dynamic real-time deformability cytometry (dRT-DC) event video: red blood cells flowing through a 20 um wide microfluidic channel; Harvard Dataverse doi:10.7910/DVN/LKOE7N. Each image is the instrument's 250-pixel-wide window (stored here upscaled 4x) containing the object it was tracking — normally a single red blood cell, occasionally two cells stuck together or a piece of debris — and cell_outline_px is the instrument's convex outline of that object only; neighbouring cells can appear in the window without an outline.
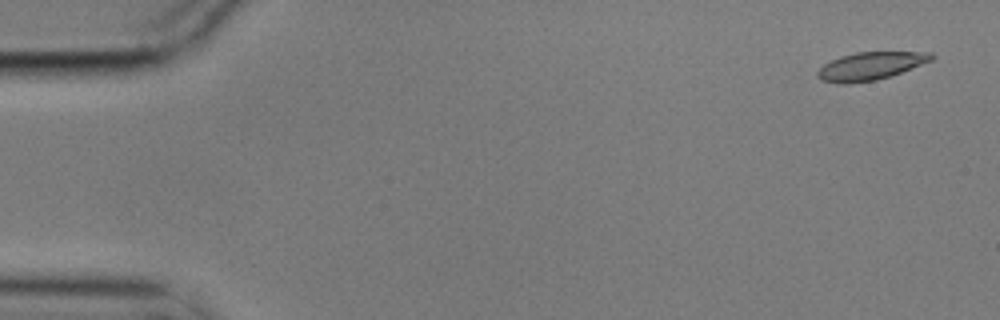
{"species": "common noctule bat (a hibernating species)", "species_latin": "Nyctalus noctula", "temperature_condition": "cold", "stored_images_in_passage": 5, "camera_frame_rate_fps": 3000, "um_per_image_px": 0.085, "animal": {"sex": "male", "body_mass_g": 17.9}, "frame": {"image": 1, "passage_image": 1, "time_ms": 0.0, "image_size_px": [1000, 320], "cell_outline_px": [[936, 56], [932, 60], [900, 72], [876, 80], [848, 84], [840, 84], [820, 80], [816, 76], [816, 72], [824, 64], [840, 56], [856, 52], [932, 52]], "centroid_in_image_um": [73.95, 5.61], "position_along_channel_um": 11.1, "area_um2": 18.44}}
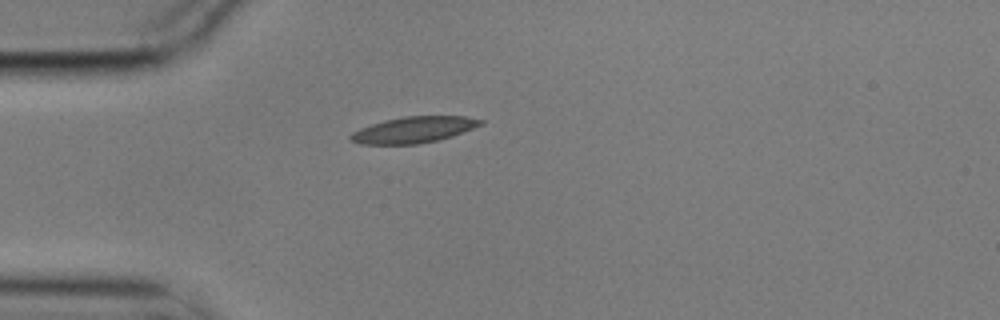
{"frame": {"image": 2, "passage_image": 4, "time_ms": 1.0, "image_size_px": [1000, 320], "cell_outline_px": [[484, 124], [452, 136], [436, 140], [416, 144], [360, 144], [348, 140], [348, 136], [352, 132], [360, 128], [384, 120], [404, 116], [464, 116], [484, 120]], "centroid_in_image_um": [35.14, 11.03], "position_along_channel_um": 49.9, "area_um2": 19.83}}